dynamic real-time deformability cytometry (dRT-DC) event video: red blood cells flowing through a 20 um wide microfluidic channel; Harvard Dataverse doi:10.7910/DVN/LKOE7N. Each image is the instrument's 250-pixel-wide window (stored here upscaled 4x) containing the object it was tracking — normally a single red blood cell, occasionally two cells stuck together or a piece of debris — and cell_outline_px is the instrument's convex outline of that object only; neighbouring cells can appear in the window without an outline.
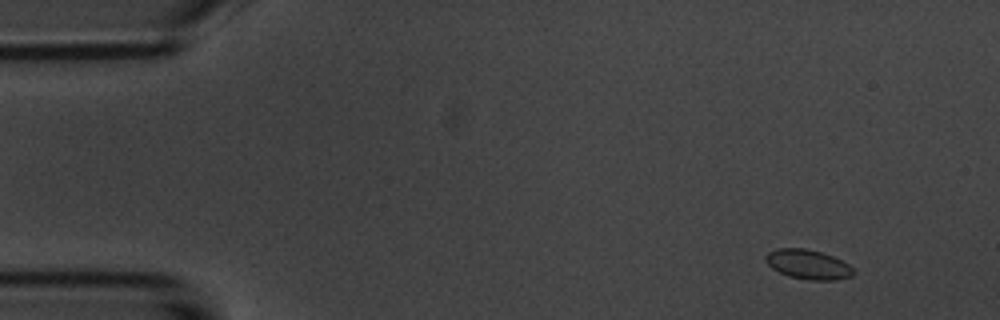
{"species": "common noctule bat (a hibernating species)", "species_latin": "Nyctalus noctula", "temperature_condition": "room temperature", "stored_images_in_passage": 4, "camera_frame_rate_fps": 3000, "um_per_image_px": 0.085, "animal": {"sex": "male", "body_mass_g": 20.1, "forearm_length_mm": 53.5}, "frame": {"image": 1, "passage_image": 1, "time_ms": 0.0, "image_size_px": [1000, 320], "cell_outline_px": [[856, 272], [852, 276], [836, 280], [808, 280], [788, 276], [772, 268], [764, 260], [764, 256], [768, 252], [776, 248], [804, 248], [820, 252], [832, 256], [848, 264]], "centroid_in_image_um": [68.67, 22.48], "position_along_channel_um": 16.3, "area_um2": 15.14}}